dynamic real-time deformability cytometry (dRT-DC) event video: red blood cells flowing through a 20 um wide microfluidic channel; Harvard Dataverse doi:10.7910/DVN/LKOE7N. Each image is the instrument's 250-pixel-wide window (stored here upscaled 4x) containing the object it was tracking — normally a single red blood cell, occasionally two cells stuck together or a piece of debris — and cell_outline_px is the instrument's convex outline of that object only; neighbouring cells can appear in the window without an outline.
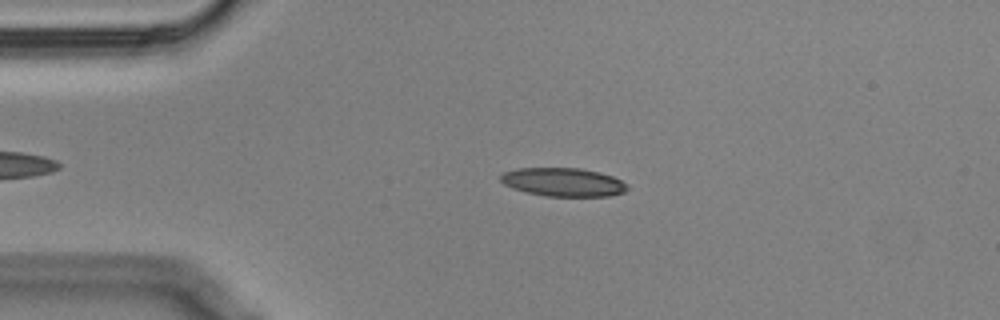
{"species": "Egyptian fruit bat (a non-hibernating species)", "species_latin": "Rousettus aegyptiacus", "temperature_condition": "cold", "stored_images_in_passage": 42, "camera_frame_rate_fps": 3000, "um_per_image_px": 0.085, "animal": {"sex": "male"}, "frame": {"image": 1, "passage_image": 3, "time_ms": 0.667, "image_size_px": [1000, 320], "cell_outline_px": [[628, 188], [624, 192], [608, 196], [544, 196], [524, 192], [512, 188], [504, 184], [500, 180], [500, 176], [504, 172], [516, 168], [580, 168], [600, 172], [612, 176], [628, 184]], "centroid_in_image_um": [47.86, 15.48], "position_along_channel_um": 37.1, "area_um2": 21.15}}
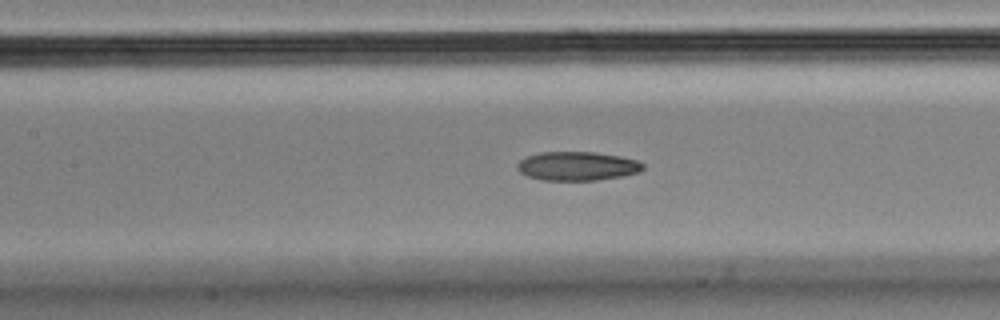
{"frame": {"image": 2, "passage_image": 16, "time_ms": 5.0, "image_size_px": [1000, 320], "cell_outline_px": [[644, 168], [640, 172], [624, 176], [596, 180], [540, 180], [528, 176], [520, 172], [516, 168], [516, 164], [520, 160], [528, 156], [540, 152], [596, 152], [620, 156], [636, 160], [644, 164]], "centroid_in_image_um": [49.07, 14.12], "position_along_channel_um": 158.3, "area_um2": 21.27}}
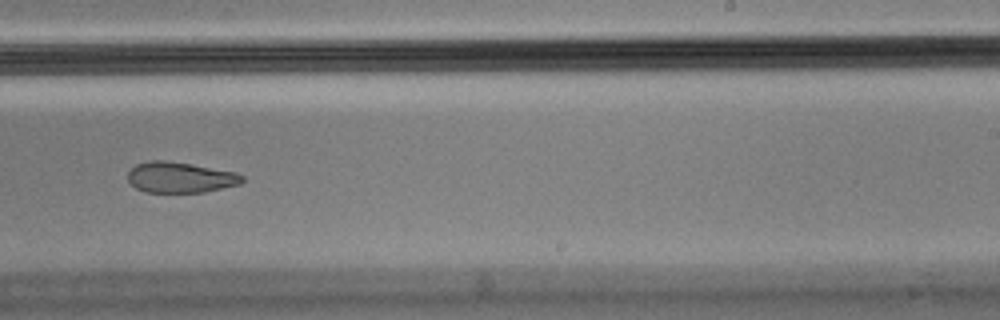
{"frame": {"image": 3, "passage_image": 26, "time_ms": 8.333, "image_size_px": [1000, 320], "cell_outline_px": [[244, 180], [240, 184], [204, 192], [144, 192], [136, 188], [128, 180], [128, 172], [136, 164], [152, 160], [164, 160], [192, 164], [236, 172], [244, 176]], "centroid_in_image_um": [15.33, 15.07], "position_along_channel_um": 273.7, "area_um2": 20.46}, "authors_computed_cell_mechanics": {"area_um2": 21.6461, "velocity_mm_per_s": 3.4737, "shape_relaxation_time_tau1_ms": null, "shape_relaxation_time_tau2_ms": 7.0025, "deformation_change_tau1": null, "deformation_change_tau2": 0.1431}}